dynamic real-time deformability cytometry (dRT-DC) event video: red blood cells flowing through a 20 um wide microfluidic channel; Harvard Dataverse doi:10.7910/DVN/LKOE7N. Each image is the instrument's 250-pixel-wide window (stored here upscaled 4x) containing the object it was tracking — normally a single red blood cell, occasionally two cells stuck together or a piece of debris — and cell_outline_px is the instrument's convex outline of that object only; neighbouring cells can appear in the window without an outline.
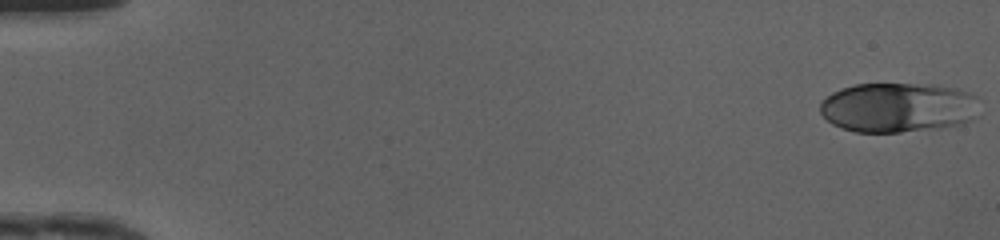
{"species": "human", "species_latin": "Homo sapiens", "temperature_condition": "cold", "stored_images_in_passage": 49, "camera_frame_rate_fps": 3000, "um_per_image_px": 0.085, "donor": {"sex": "female"}, "frame": {"image": 1, "passage_image": 1, "time_ms": 0.0, "image_size_px": [1000, 240], "cell_outline_px": [[980, 116], [964, 124], [940, 128], [900, 132], [856, 132], [840, 128], [832, 124], [820, 112], [820, 104], [832, 92], [856, 84], [932, 84], [956, 88], [968, 92], [976, 96]], "centroid_in_image_um": [76.4, 9.14], "position_along_channel_um": 8.6, "area_um2": 46.7}}
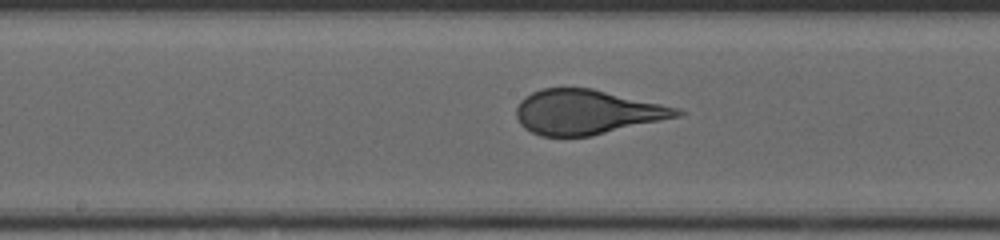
{"frame": {"image": 2, "passage_image": 26, "time_ms": 8.333, "image_size_px": [1000, 240], "cell_outline_px": [[684, 112], [680, 116], [592, 136], [540, 136], [524, 128], [520, 124], [516, 116], [516, 108], [520, 100], [524, 96], [540, 88], [592, 88], [680, 108]], "centroid_in_image_um": [49.86, 9.52], "position_along_channel_um": 198.3, "area_um2": 41.85}}
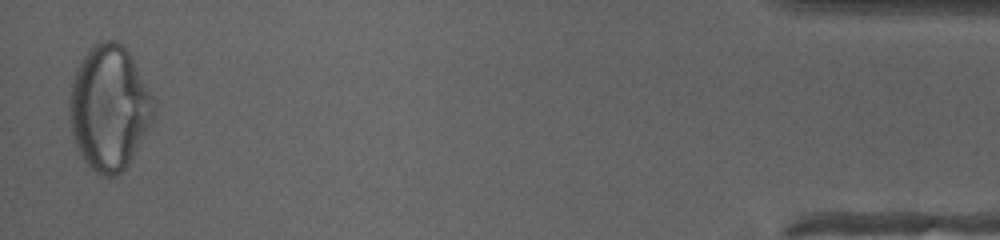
{"frame": {"image": 3, "passage_image": 48, "time_ms": 15.667, "image_size_px": [1000, 240], "cell_outline_px": [[156, 112], [148, 128], [128, 164], [116, 176], [104, 176], [96, 172], [84, 160], [72, 136], [68, 112], [68, 96], [72, 80], [76, 68], [80, 60], [92, 44], [100, 40], [116, 40], [132, 56], [156, 104]], "centroid_in_image_um": [9.26, 9.12], "position_along_channel_um": 425.9, "area_um2": 61.38}, "authors_computed_cell_mechanics": {"area_um2": 43.639, "velocity_mm_per_s": 4.1928, "shape_relaxation_time_tau1_ms": 5.3156, "shape_relaxation_time_tau2_ms": null, "deformation_change_tau1": 0.2007, "deformation_change_tau2": null}}